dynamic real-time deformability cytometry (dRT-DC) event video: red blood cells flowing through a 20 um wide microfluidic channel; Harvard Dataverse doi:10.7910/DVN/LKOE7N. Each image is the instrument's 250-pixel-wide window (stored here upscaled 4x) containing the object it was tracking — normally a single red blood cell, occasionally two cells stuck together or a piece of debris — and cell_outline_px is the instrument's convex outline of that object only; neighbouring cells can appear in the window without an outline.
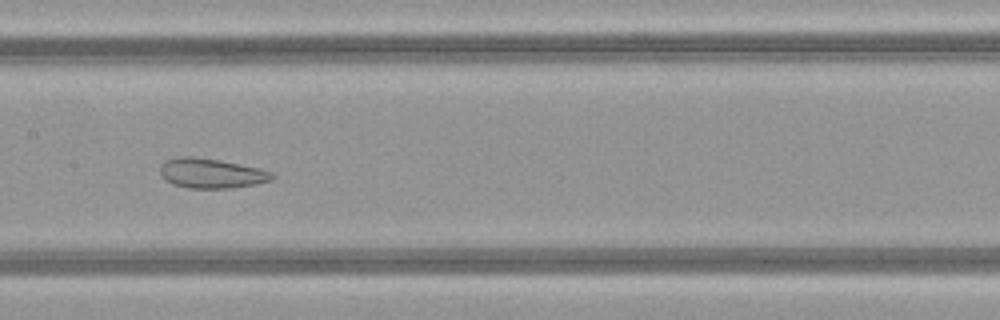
{"species": "common noctule bat (a hibernating species)", "species_latin": "Nyctalus noctula", "temperature_condition": "warm", "stored_images_in_passage": 49, "camera_frame_rate_fps": 3000, "um_per_image_px": 0.085, "animal": {"sex": "female", "body_mass_g": 21.9}, "frame": {"image": 1, "passage_image": 24, "time_ms": 7.667, "image_size_px": [1000, 320], "cell_outline_px": [[276, 176], [272, 180], [256, 184], [232, 188], [188, 188], [172, 184], [160, 176], [160, 164], [164, 160], [180, 156], [192, 156], [220, 160], [260, 168], [272, 172]], "centroid_in_image_um": [17.95, 14.73], "position_along_channel_um": 189.5, "area_um2": 19.71}}
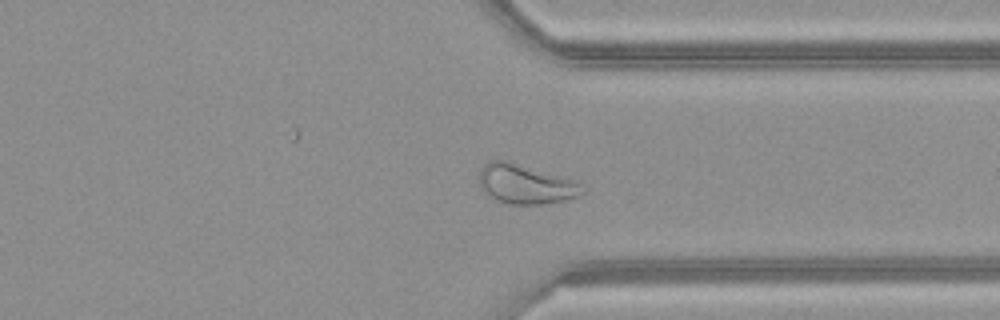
{"frame": {"image": 2, "passage_image": 37, "time_ms": 12.0, "image_size_px": [1000, 320], "cell_outline_px": [[584, 192], [576, 196], [564, 200], [540, 204], [508, 204], [496, 200], [488, 196], [480, 188], [480, 168], [488, 160], [504, 160], [572, 180], [580, 184]], "centroid_in_image_um": [44.58, 15.66], "position_along_channel_um": 366.8, "area_um2": 23.18}}
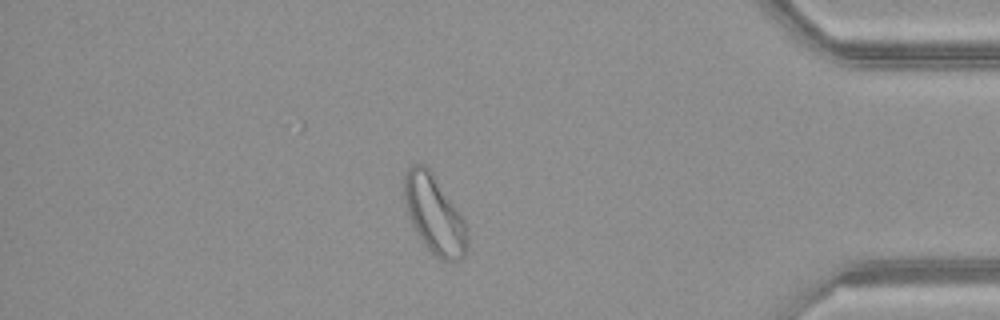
{"frame": {"image": 3, "passage_image": 42, "time_ms": 13.667, "image_size_px": [1000, 320], "cell_outline_px": [[468, 244], [464, 256], [460, 260], [440, 260], [424, 244], [416, 232], [408, 216], [404, 200], [404, 172], [412, 164], [424, 164], [432, 172], [464, 220], [468, 228]], "centroid_in_image_um": [36.91, 18.23], "position_along_channel_um": 398.3, "area_um2": 28.67}, "authors_computed_cell_mechanics": {"area_um2": 27.166, "velocity_mm_per_s": 4.1064, "shape_relaxation_time_tau1_ms": null, "shape_relaxation_time_tau2_ms": 1.6495, "deformation_change_tau1": null, "deformation_change_tau2": 0.0871}}